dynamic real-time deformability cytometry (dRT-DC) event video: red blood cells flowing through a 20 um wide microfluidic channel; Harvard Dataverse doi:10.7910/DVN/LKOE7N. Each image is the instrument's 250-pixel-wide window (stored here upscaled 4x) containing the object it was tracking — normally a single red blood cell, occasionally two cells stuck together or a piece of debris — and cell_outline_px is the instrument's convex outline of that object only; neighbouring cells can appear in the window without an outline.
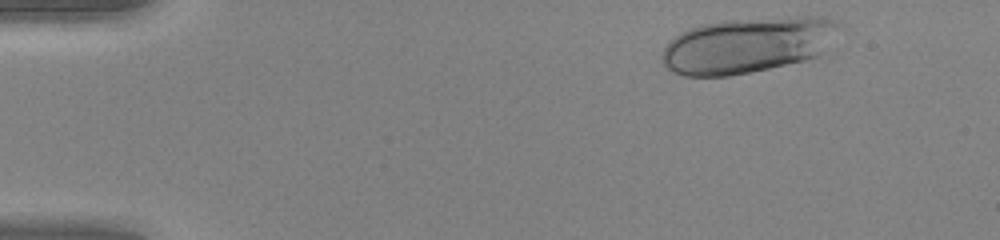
{"species": "human", "species_latin": "Homo sapiens", "temperature_condition": "warm", "stored_images_in_passage": 15, "camera_frame_rate_fps": 3000, "um_per_image_px": 0.085, "donor": {"sex": "female"}, "frame": {"image": 1, "passage_image": 2, "time_ms": 0.333, "image_size_px": [1000, 240], "cell_outline_px": [[844, 28], [816, 56], [804, 60], [768, 68], [728, 76], [684, 76], [672, 72], [664, 64], [660, 56], [668, 40], [680, 32], [688, 28], [700, 24], [728, 20], [792, 16], [828, 16], [840, 24]], "centroid_in_image_um": [63.54, 3.8], "position_along_channel_um": 21.5, "area_um2": 57.92}}
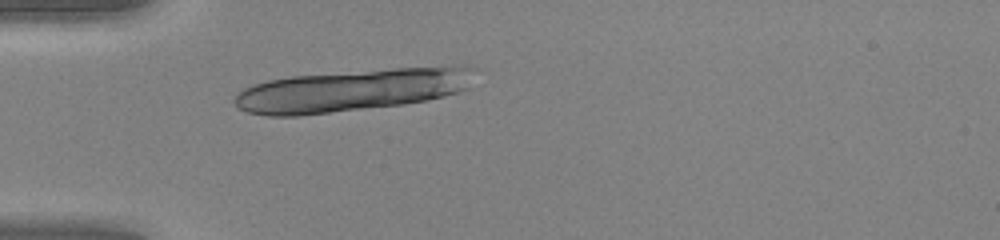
{"frame": {"image": 2, "passage_image": 11, "time_ms": 3.333, "image_size_px": [1000, 240], "cell_outline_px": [[476, 68], [468, 88], [460, 92], [428, 100], [404, 104], [300, 116], [268, 116], [248, 112], [240, 108], [232, 100], [244, 88], [252, 84], [268, 80], [292, 76], [396, 68], [460, 64]], "centroid_in_image_um": [29.98, 7.66], "position_along_channel_um": 55.0, "area_um2": 59.53}}